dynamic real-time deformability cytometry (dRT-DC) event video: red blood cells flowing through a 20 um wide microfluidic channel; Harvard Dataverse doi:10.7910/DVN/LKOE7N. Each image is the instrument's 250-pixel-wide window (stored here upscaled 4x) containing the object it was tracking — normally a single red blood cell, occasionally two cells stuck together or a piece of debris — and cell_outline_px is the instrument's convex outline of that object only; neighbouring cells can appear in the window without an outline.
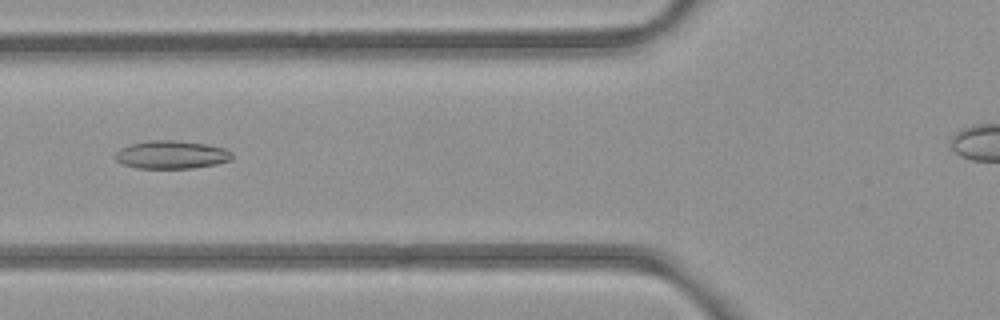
{"species": "common noctule bat (a hibernating species)", "species_latin": "Nyctalus noctula", "temperature_condition": "room temperature", "stored_images_in_passage": 6, "camera_frame_rate_fps": 3000, "um_per_image_px": 0.085, "animal": {"sex": "female", "body_mass_g": 21.9}, "frame": {"image": 1, "passage_image": 6, "time_ms": 6.667, "image_size_px": [1000, 320], "cell_outline_px": [[232, 160], [216, 164], [192, 168], [136, 168], [124, 164], [116, 160], [112, 156], [120, 148], [132, 144], [148, 140], [176, 140], [208, 144], [224, 148], [232, 152]], "centroid_in_image_um": [14.57, 13.14], "position_along_channel_um": 111.2, "area_um2": 19.25}}